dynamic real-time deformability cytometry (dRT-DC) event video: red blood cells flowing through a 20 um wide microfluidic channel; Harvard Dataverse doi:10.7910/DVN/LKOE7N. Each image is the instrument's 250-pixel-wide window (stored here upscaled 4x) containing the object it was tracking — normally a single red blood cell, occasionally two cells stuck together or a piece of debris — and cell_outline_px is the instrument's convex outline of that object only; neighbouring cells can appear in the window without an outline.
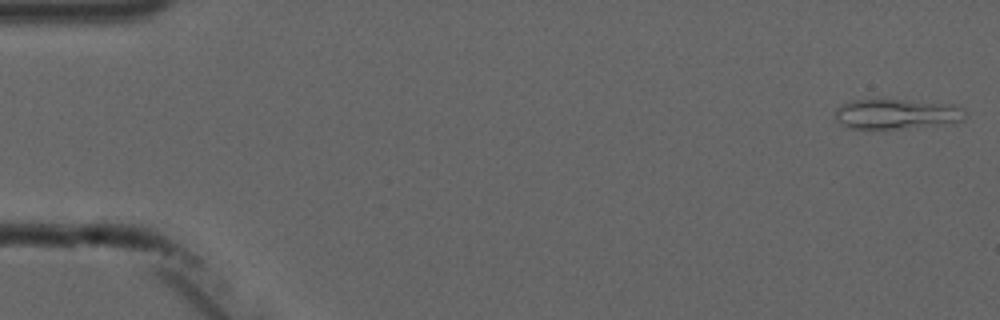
{"species": "common noctule bat (a hibernating species)", "species_latin": "Nyctalus noctula", "temperature_condition": "cold", "stored_images_in_passage": 5, "camera_frame_rate_fps": 3000, "um_per_image_px": 0.085, "animal": {"sex": "male", "forearm_length_mm": 52.5}, "frame": {"image": 1, "passage_image": 1, "time_ms": 0.0, "image_size_px": [1000, 320], "cell_outline_px": [[968, 116], [964, 120], [956, 124], [884, 132], [872, 132], [848, 128], [840, 124], [836, 120], [836, 108], [840, 104], [852, 100], [876, 96], [880, 96], [956, 104], [964, 108]], "centroid_in_image_um": [76.24, 9.7], "position_along_channel_um": 8.8, "area_um2": 25.89}}